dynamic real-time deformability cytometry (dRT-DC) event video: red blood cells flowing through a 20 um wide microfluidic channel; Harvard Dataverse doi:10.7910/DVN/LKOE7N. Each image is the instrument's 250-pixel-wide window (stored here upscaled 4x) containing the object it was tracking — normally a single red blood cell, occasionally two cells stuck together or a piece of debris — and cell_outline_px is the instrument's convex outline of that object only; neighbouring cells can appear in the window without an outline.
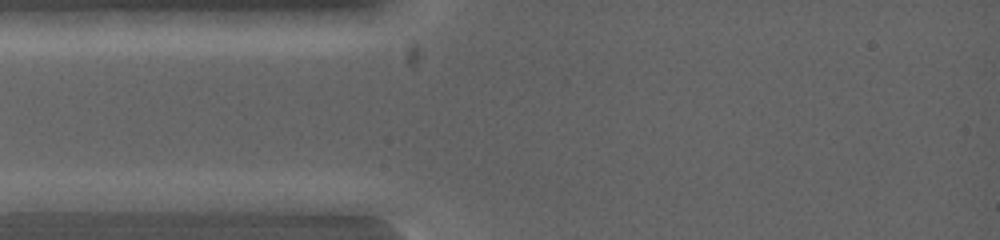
{"species": "common noctule bat (a hibernating species)", "species_latin": "Nyctalus noctula", "temperature_condition": "warm", "stored_images_in_passage": 4, "camera_frame_rate_fps": 5000, "um_per_image_px": 0.085, "animal": {"sex": "female", "body_mass_g": 19.0, "forearm_length_mm": 53.3}, "frame": {"image": 1, "passage_image": 2, "time_ms": 0.2, "image_size_px": [1000, 240], "cell_outline_px": [[124, 200], [112, 212], [20, 212], [16, 204], [16, 200], [80, 192], [96, 192]], "centroid_in_image_um": [5.98, 17.28], "position_along_channel_um": 79.0, "area_um2": 12.31}}